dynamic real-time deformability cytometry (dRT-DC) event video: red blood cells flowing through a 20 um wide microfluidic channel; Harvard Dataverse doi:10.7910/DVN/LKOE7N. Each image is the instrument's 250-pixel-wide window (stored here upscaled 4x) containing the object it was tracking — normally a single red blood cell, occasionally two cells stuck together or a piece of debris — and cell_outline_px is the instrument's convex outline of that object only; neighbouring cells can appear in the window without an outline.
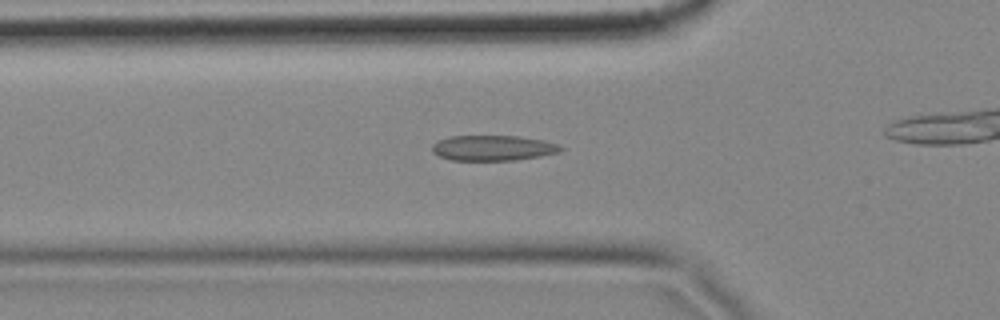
{"species": "common noctule bat (a hibernating species)", "species_latin": "Nyctalus noctula", "temperature_condition": "cold", "stored_images_in_passage": 42, "camera_frame_rate_fps": 3000, "um_per_image_px": 0.085, "animal": {"sex": "female", "body_mass_g": 18.4}, "frame": {"image": 1, "passage_image": 16, "time_ms": 5.0, "image_size_px": [1000, 320], "cell_outline_px": [[564, 148], [560, 152], [540, 156], [516, 160], [452, 160], [440, 156], [432, 152], [432, 144], [448, 136], [520, 136], [544, 140], [556, 144]], "centroid_in_image_um": [41.91, 12.57], "position_along_channel_um": 83.9, "area_um2": 18.96}}
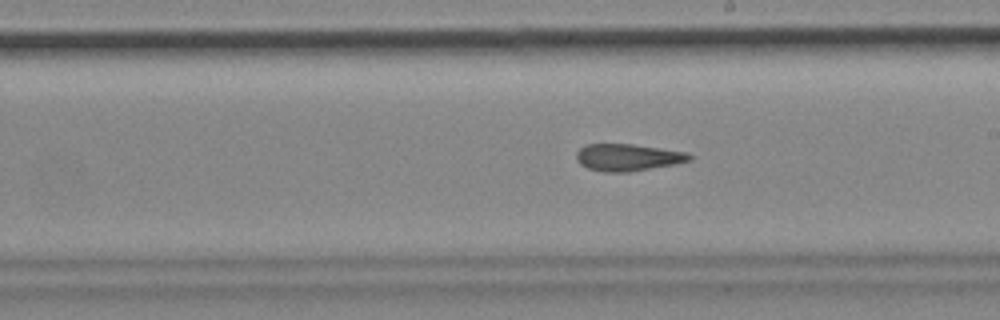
{"frame": {"image": 2, "passage_image": 29, "time_ms": 9.333, "image_size_px": [1000, 320], "cell_outline_px": [[692, 160], [676, 164], [628, 172], [604, 172], [588, 168], [580, 164], [576, 160], [576, 152], [584, 144], [632, 144], [688, 152], [692, 156]], "centroid_in_image_um": [53.36, 13.37], "position_along_channel_um": 235.6, "area_um2": 17.92}}
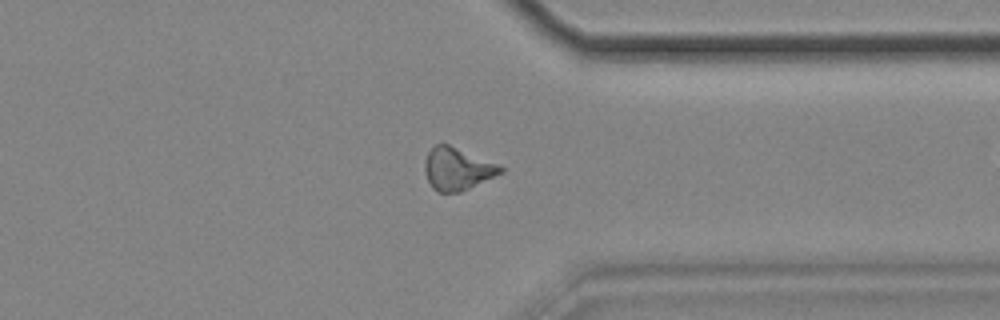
{"frame": {"image": 3, "passage_image": 41, "time_ms": 13.333, "image_size_px": [1000, 320], "cell_outline_px": [[504, 172], [460, 192], [436, 192], [432, 188], [428, 180], [424, 168], [424, 160], [428, 152], [436, 144], [448, 144], [496, 164], [504, 168]], "centroid_in_image_um": [38.83, 14.37], "position_along_channel_um": 372.6, "area_um2": 18.44}}